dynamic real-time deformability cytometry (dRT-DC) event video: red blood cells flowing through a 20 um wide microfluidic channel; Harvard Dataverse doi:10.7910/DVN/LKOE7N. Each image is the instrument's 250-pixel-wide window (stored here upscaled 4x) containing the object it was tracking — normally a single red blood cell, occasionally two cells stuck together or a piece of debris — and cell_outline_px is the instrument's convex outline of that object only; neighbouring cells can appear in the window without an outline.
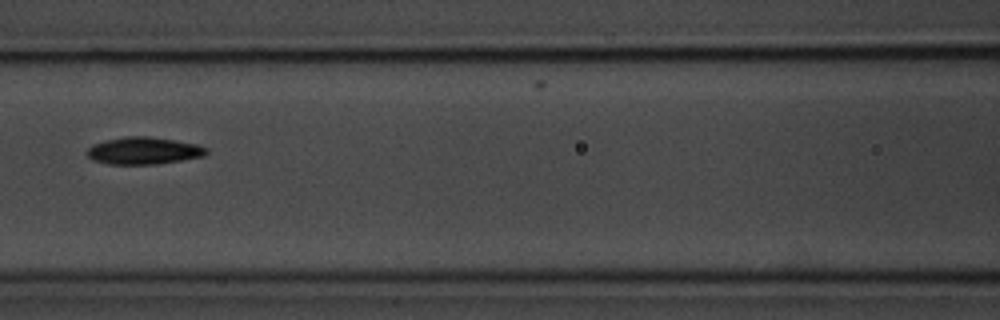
{"species": "common noctule bat (a hibernating species)", "species_latin": "Nyctalus noctula", "temperature_condition": "room temperature", "stored_images_in_passage": 10, "camera_frame_rate_fps": 3000, "um_per_image_px": 0.085, "animal": {"sex": "male", "body_mass_g": 20.1, "forearm_length_mm": 53.5}, "frame": {"image": 1, "passage_image": 8, "time_ms": 8.0, "image_size_px": [1000, 320], "cell_outline_px": [[208, 152], [204, 156], [156, 164], [108, 164], [92, 160], [88, 156], [88, 148], [92, 144], [104, 140], [124, 136], [148, 136], [196, 144], [208, 148]], "centroid_in_image_um": [12.18, 12.81], "position_along_channel_um": 154.4, "area_um2": 18.84}}